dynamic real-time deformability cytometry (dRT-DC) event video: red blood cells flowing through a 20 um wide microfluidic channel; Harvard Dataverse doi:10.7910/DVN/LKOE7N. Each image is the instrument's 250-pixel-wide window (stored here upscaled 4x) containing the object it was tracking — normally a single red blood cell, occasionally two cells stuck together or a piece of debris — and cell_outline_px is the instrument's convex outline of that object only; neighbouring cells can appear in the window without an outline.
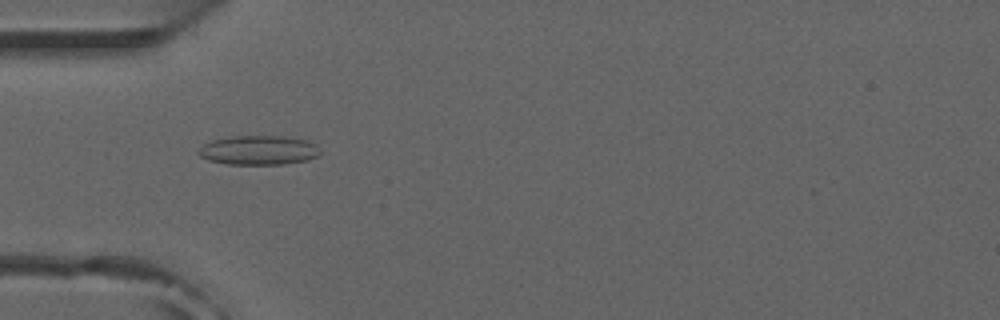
{"species": "common noctule bat (a hibernating species)", "species_latin": "Nyctalus noctula", "temperature_condition": "room temperature", "stored_images_in_passage": 52, "camera_frame_rate_fps": 3000, "um_per_image_px": 0.085, "animal": {"sex": "male", "forearm_length_mm": 52.5}, "frame": {"image": 1, "passage_image": 16, "time_ms": 5.0, "image_size_px": [1000, 320], "cell_outline_px": [[320, 156], [308, 160], [284, 164], [228, 164], [208, 160], [200, 156], [196, 152], [204, 144], [212, 140], [232, 136], [284, 136], [308, 140], [316, 144], [320, 152]], "centroid_in_image_um": [22.01, 12.76], "position_along_channel_um": 63.0, "area_um2": 20.92}, "authors_computed_cell_mechanics": {"area_um2": 17.6001, "velocity_mm_per_s": 3.9603, "shape_relaxation_time_tau1_ms": null, "shape_relaxation_time_tau2_ms": 3.1671, "deformation_change_tau1": null, "deformation_change_tau2": 0.1252}}